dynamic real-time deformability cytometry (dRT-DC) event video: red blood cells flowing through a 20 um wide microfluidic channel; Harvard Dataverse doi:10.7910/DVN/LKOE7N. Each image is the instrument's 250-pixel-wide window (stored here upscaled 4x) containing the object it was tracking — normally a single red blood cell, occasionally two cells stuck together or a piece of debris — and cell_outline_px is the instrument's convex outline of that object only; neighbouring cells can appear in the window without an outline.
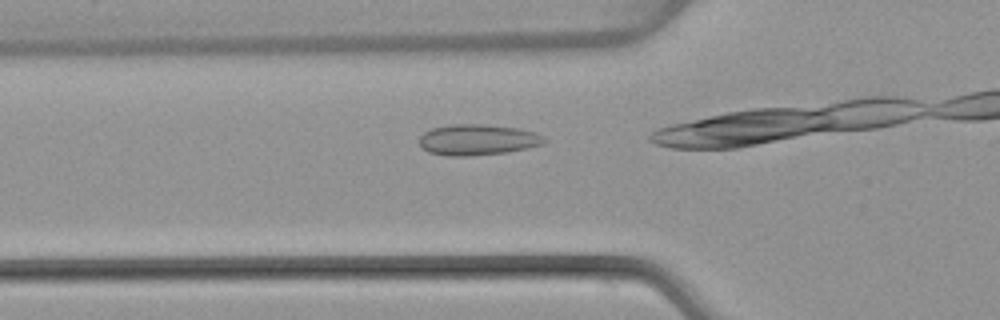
{"species": "common noctule bat (a hibernating species)", "species_latin": "Nyctalus noctula", "temperature_condition": "warm", "stored_images_in_passage": 21, "camera_frame_rate_fps": 3000, "um_per_image_px": 0.085, "animal": {"sex": "female", "body_mass_g": 22.7, "forearm_length_mm": 54.2}, "frame": {"image": 1, "passage_image": 12, "time_ms": 3.667, "image_size_px": [1000, 320], "cell_outline_px": [[548, 140], [544, 144], [528, 148], [508, 152], [472, 156], [448, 156], [428, 152], [420, 148], [420, 136], [424, 132], [432, 128], [452, 124], [484, 124], [520, 128], [536, 132]], "centroid_in_image_um": [40.61, 11.88], "position_along_channel_um": 85.2, "area_um2": 22.83}}